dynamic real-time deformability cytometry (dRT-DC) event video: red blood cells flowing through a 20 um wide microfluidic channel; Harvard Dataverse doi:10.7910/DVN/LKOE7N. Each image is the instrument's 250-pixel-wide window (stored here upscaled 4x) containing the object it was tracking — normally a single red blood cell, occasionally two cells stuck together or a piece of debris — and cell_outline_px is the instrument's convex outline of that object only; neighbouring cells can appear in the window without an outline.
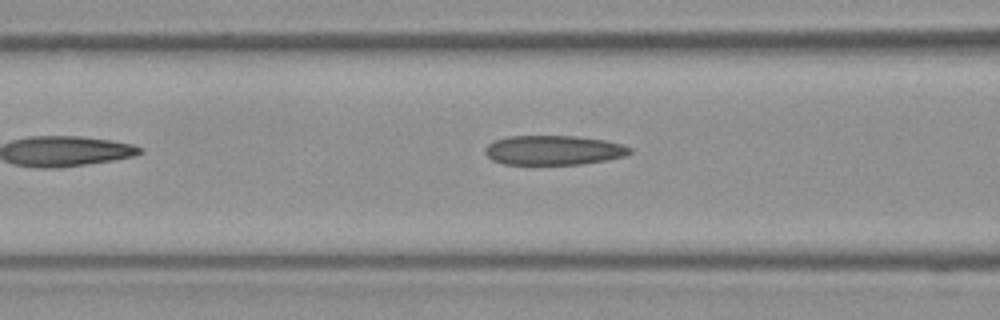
{"species": "Egyptian fruit bat (a non-hibernating species)", "species_latin": "Rousettus aegyptiacus", "temperature_condition": "room temperature", "stored_images_in_passage": 8, "camera_frame_rate_fps": 3000, "um_per_image_px": 0.085, "frame": {"image": 1, "passage_image": 6, "time_ms": 1.667, "image_size_px": [1000, 320], "cell_outline_px": [[632, 152], [624, 156], [604, 160], [580, 164], [504, 164], [492, 160], [484, 152], [484, 148], [488, 144], [496, 140], [508, 136], [576, 136], [604, 140], [624, 144], [632, 148]], "centroid_in_image_um": [47.05, 12.76], "position_along_channel_um": 119.5, "area_um2": 24.85}}